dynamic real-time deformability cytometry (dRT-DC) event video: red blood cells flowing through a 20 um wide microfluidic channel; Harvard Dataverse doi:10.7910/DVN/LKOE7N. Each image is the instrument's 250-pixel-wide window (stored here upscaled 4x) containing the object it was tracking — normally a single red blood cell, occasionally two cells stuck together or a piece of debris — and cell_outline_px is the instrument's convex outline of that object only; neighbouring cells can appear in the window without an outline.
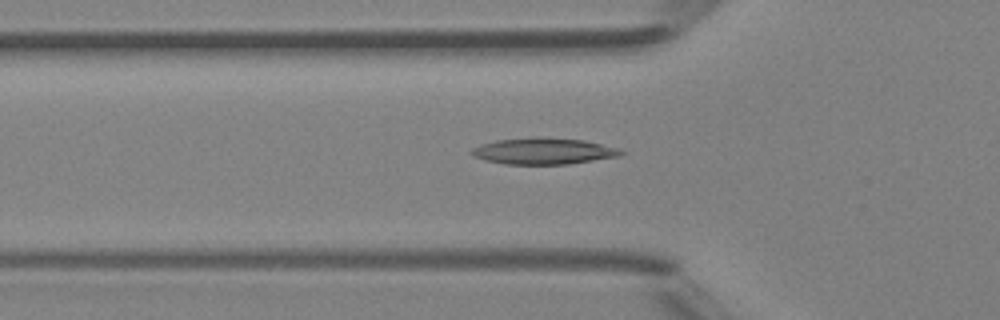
{"species": "Egyptian fruit bat (a non-hibernating species)", "species_latin": "Rousettus aegyptiacus", "temperature_condition": "room temperature", "stored_images_in_passage": 47, "camera_frame_rate_fps": 3000, "um_per_image_px": 0.085, "animal": {"sex": "female"}, "frame": {"image": 1, "passage_image": 16, "time_ms": 5.0, "image_size_px": [1000, 320], "cell_outline_px": [[624, 152], [620, 156], [568, 164], [504, 164], [484, 160], [472, 156], [468, 152], [472, 148], [480, 144], [496, 140], [536, 136], [540, 136], [584, 140], [620, 148]], "centroid_in_image_um": [46.16, 12.83], "position_along_channel_um": 79.6, "area_um2": 23.29}}
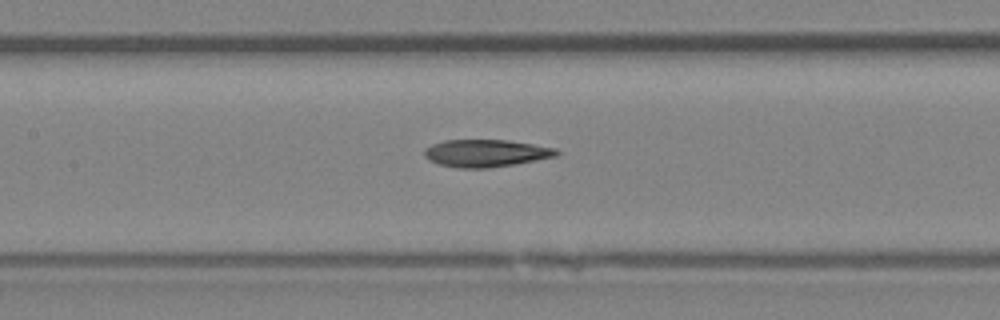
{"frame": {"image": 2, "passage_image": 22, "time_ms": 7.0, "image_size_px": [1000, 320], "cell_outline_px": [[560, 156], [516, 164], [488, 168], [456, 168], [440, 164], [428, 160], [424, 156], [424, 148], [432, 144], [444, 140], [508, 140], [556, 148], [560, 152]], "centroid_in_image_um": [41.32, 13.02], "position_along_channel_um": 166.1, "area_um2": 21.33}}
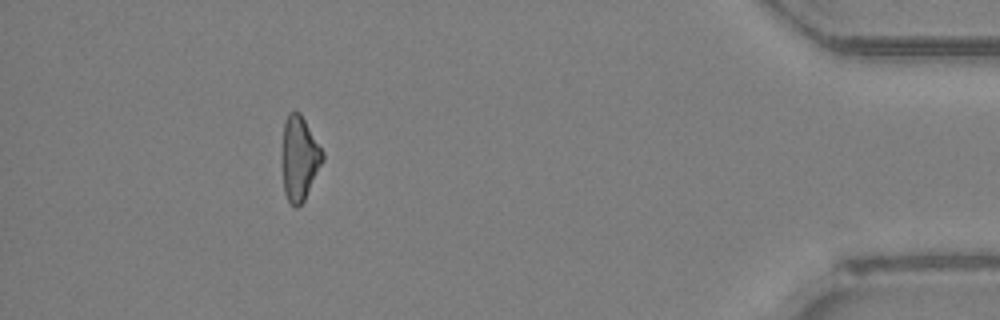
{"frame": {"image": 3, "passage_image": 43, "time_ms": 14.0, "image_size_px": [1000, 320], "cell_outline_px": [[324, 160], [304, 200], [296, 208], [288, 200], [284, 192], [280, 156], [280, 152], [284, 120], [288, 112], [300, 112], [324, 152]], "centroid_in_image_um": [25.41, 13.42], "position_along_channel_um": 409.8, "area_um2": 20.4}, "authors_computed_cell_mechanics": {"area_um2": 20.9814, "velocity_mm_per_s": 4.3222, "shape_relaxation_time_tau1_ms": 9.9894, "shape_relaxation_time_tau2_ms": 4.4927, "deformation_change_tau1": 0.2538, "deformation_change_tau2": 0.1674}}